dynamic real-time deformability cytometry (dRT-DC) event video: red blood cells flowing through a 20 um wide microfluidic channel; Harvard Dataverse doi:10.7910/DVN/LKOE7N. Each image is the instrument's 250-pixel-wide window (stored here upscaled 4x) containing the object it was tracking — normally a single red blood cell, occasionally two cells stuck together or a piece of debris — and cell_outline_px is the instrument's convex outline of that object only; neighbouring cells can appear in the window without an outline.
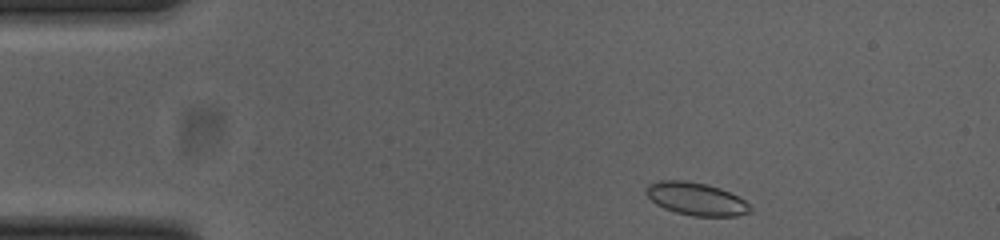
{"species": "common noctule bat (a hibernating species)", "species_latin": "Nyctalus noctula", "temperature_condition": "cold", "stored_images_in_passage": 10, "camera_frame_rate_fps": 3000, "um_per_image_px": 0.085, "animal": {"sex": "female", "body_mass_g": 23.0, "forearm_length_mm": 53.4}, "frame": {"image": 1, "passage_image": 2, "time_ms": 0.333, "image_size_px": [1000, 240], "cell_outline_px": [[752, 212], [736, 216], [692, 216], [676, 212], [664, 208], [656, 204], [644, 192], [648, 184], [660, 180], [684, 180], [708, 184], [720, 188], [744, 200], [752, 208]], "centroid_in_image_um": [59.16, 16.9], "position_along_channel_um": 25.8, "area_um2": 19.88}}